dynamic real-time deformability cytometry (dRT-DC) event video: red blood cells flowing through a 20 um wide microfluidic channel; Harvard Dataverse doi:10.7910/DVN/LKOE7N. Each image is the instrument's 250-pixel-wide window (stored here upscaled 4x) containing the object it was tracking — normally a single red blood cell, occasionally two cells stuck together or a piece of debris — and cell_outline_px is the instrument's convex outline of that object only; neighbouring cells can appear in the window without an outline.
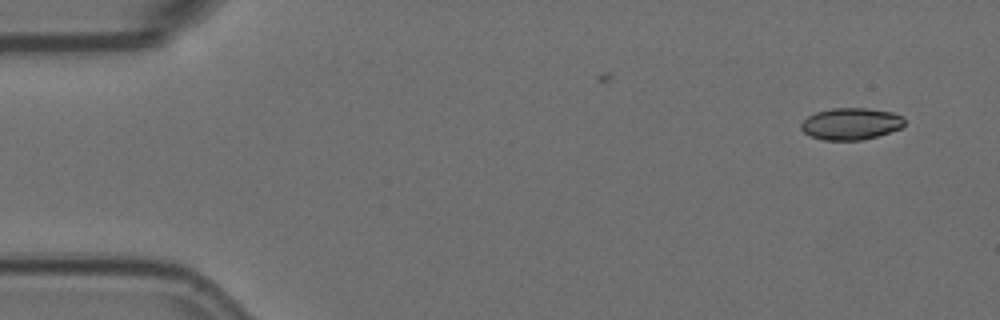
{"species": "Egyptian fruit bat (a non-hibernating species)", "species_latin": "Rousettus aegyptiacus", "temperature_condition": "room temperature", "stored_images_in_passage": 3, "camera_frame_rate_fps": 3000, "um_per_image_px": 0.085, "animal": {"sex": "female"}, "frame": {"image": 1, "passage_image": 1, "time_ms": 0.0, "image_size_px": [1000, 320], "cell_outline_px": [[904, 124], [900, 128], [864, 140], [824, 140], [812, 136], [804, 132], [800, 128], [800, 124], [808, 116], [816, 112], [832, 108], [868, 108], [892, 112], [904, 116]], "centroid_in_image_um": [72.33, 10.51], "position_along_channel_um": 12.7, "area_um2": 19.13}}